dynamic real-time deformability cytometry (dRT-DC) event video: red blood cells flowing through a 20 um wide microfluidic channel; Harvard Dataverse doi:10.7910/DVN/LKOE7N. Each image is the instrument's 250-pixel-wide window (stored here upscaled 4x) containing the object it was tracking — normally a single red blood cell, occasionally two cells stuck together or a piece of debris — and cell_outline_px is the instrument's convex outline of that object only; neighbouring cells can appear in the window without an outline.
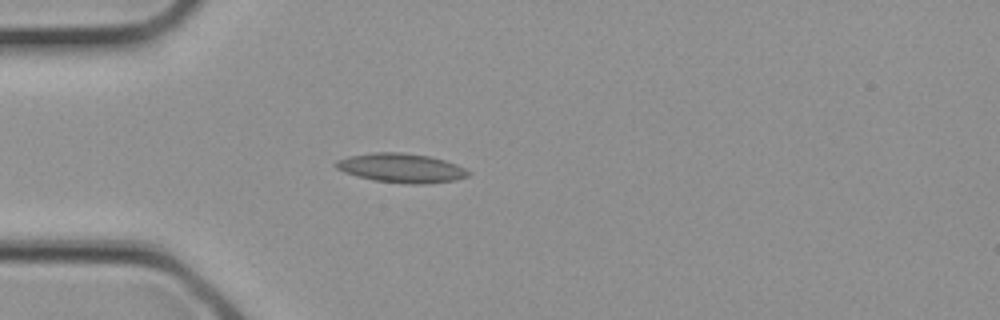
{"species": "common noctule bat (a hibernating species)", "species_latin": "Nyctalus noctula", "temperature_condition": "cold", "stored_images_in_passage": 1, "camera_frame_rate_fps": 3000, "um_per_image_px": 0.085, "animal": {"sex": "female", "body_mass_g": 21.9}, "frame": {"image": 1, "passage_image": 1, "time_ms": 0.0, "image_size_px": [1000, 320], "cell_outline_px": [[472, 172], [468, 176], [456, 180], [424, 184], [408, 184], [376, 180], [344, 172], [336, 168], [332, 164], [336, 160], [348, 156], [376, 152], [400, 152], [432, 156], [456, 164]], "centroid_in_image_um": [34.12, 14.27], "position_along_channel_um": 50.9, "area_um2": 22.54}}